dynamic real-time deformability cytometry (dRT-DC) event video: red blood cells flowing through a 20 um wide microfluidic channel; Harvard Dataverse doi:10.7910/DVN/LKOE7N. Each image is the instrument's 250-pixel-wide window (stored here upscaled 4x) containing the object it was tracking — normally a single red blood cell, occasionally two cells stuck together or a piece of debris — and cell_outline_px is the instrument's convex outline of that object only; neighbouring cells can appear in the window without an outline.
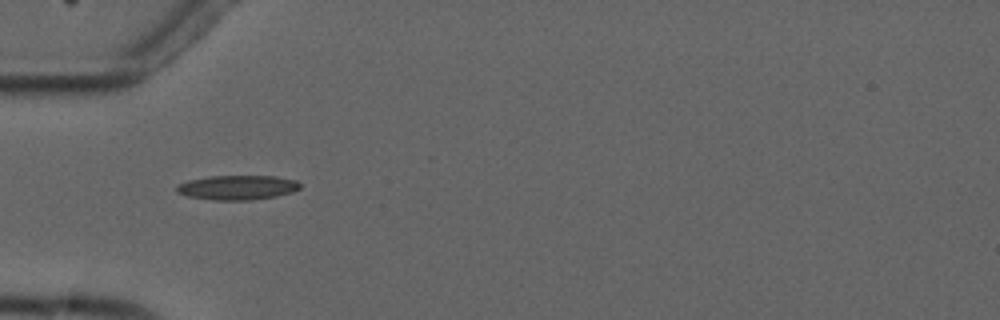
{"species": "common noctule bat (a hibernating species)", "species_latin": "Nyctalus noctula", "temperature_condition": "cold", "stored_images_in_passage": 6, "camera_frame_rate_fps": 3000, "um_per_image_px": 0.085, "animal": {"sex": "male", "forearm_length_mm": 52.5}, "frame": {"image": 1, "passage_image": 2, "time_ms": 1.0, "image_size_px": [1000, 320], "cell_outline_px": [[300, 188], [292, 192], [276, 196], [252, 200], [212, 200], [188, 196], [176, 192], [176, 188], [180, 184], [188, 180], [208, 176], [276, 176], [296, 180], [300, 184]], "centroid_in_image_um": [20.19, 15.93], "position_along_channel_um": 64.8, "area_um2": 17.63}}
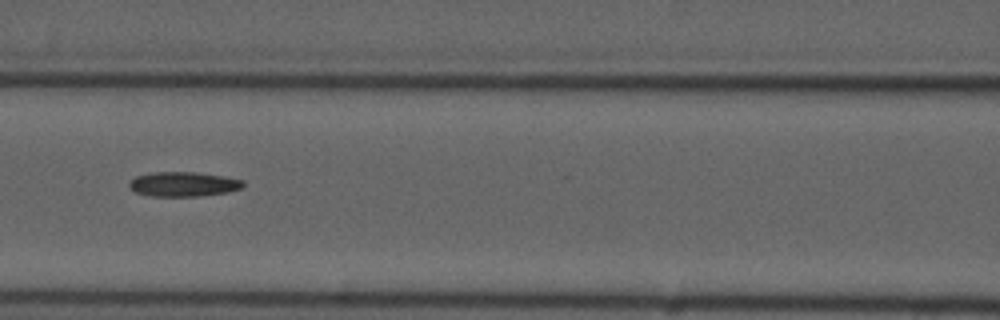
{"frame": {"image": 2, "passage_image": 4, "time_ms": 3.333, "image_size_px": [1000, 320], "cell_outline_px": [[244, 188], [228, 192], [200, 196], [152, 196], [136, 192], [128, 184], [136, 176], [156, 172], [196, 172], [224, 176], [244, 180]], "centroid_in_image_um": [15.66, 15.65], "position_along_channel_um": 150.9, "area_um2": 16.3}}
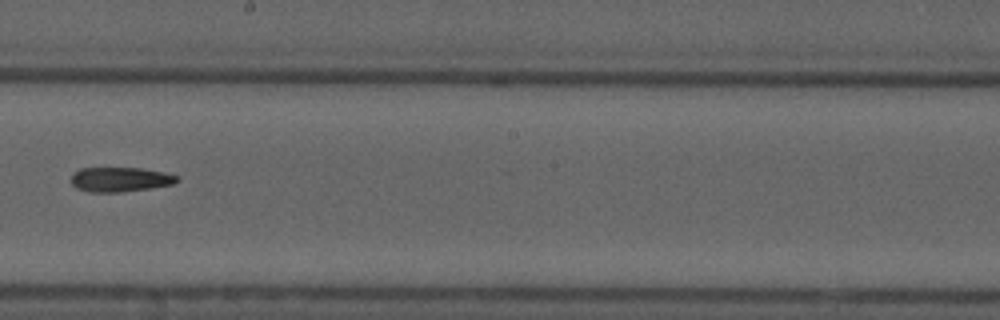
{"frame": {"image": 3, "passage_image": 6, "time_ms": 5.667, "image_size_px": [1000, 320], "cell_outline_px": [[180, 180], [172, 184], [152, 188], [120, 192], [92, 192], [76, 188], [72, 184], [72, 172], [80, 168], [144, 168], [164, 172], [180, 176]], "centroid_in_image_um": [10.24, 15.24], "position_along_channel_um": 238.0, "area_um2": 15.32}}